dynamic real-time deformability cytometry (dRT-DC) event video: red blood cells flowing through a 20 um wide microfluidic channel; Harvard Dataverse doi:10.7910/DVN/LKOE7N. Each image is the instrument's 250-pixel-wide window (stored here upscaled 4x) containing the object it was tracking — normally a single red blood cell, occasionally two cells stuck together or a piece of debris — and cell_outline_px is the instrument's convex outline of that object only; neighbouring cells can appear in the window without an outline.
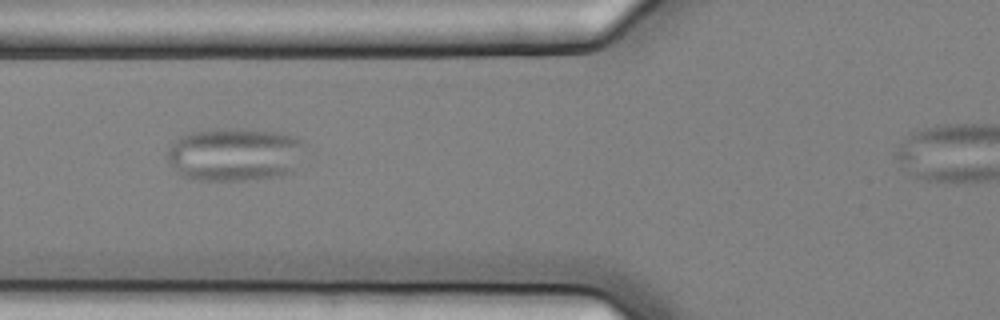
{"species": "common noctule bat (a hibernating species)", "species_latin": "Nyctalus noctula", "temperature_condition": "cold", "stored_images_in_passage": 4, "camera_frame_rate_fps": 3000, "um_per_image_px": 0.085, "animal": {"sex": "female", "body_mass_g": 25.1}, "frame": {"image": 1, "passage_image": 4, "time_ms": 1.0, "image_size_px": [1000, 320], "cell_outline_px": [[304, 144], [292, 172], [280, 176], [244, 180], [200, 180], [180, 176], [168, 160], [168, 152], [172, 144], [180, 136], [188, 132], [216, 128], [244, 128], [280, 132], [296, 136]], "centroid_in_image_um": [19.93, 13.1], "position_along_channel_um": 105.9, "area_um2": 42.89}}